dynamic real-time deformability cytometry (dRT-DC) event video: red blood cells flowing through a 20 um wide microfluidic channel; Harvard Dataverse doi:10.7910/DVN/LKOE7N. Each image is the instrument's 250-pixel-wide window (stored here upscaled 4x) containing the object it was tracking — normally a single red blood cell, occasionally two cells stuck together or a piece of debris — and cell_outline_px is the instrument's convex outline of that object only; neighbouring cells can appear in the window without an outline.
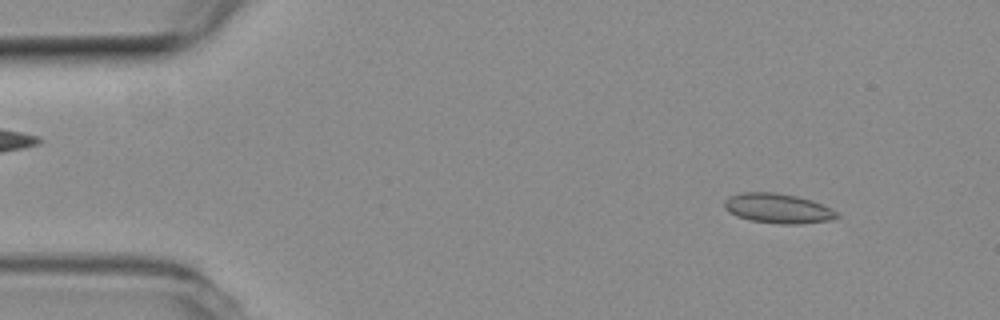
{"species": "common noctule bat (a hibernating species)", "species_latin": "Nyctalus noctula", "temperature_condition": "room temperature", "stored_images_in_passage": 53, "camera_frame_rate_fps": 3000, "um_per_image_px": 0.085, "animal": {"sex": "female", "body_mass_g": 19.3, "forearm_length_mm": 54.1}, "frame": {"image": 1, "passage_image": 5, "time_ms": 1.333, "image_size_px": [1000, 320], "cell_outline_px": [[840, 216], [832, 220], [800, 224], [780, 224], [748, 220], [736, 216], [728, 212], [724, 208], [724, 200], [728, 196], [740, 192], [772, 192], [796, 196], [812, 200], [836, 212]], "centroid_in_image_um": [66.06, 17.72], "position_along_channel_um": 18.9, "area_um2": 19.59}}
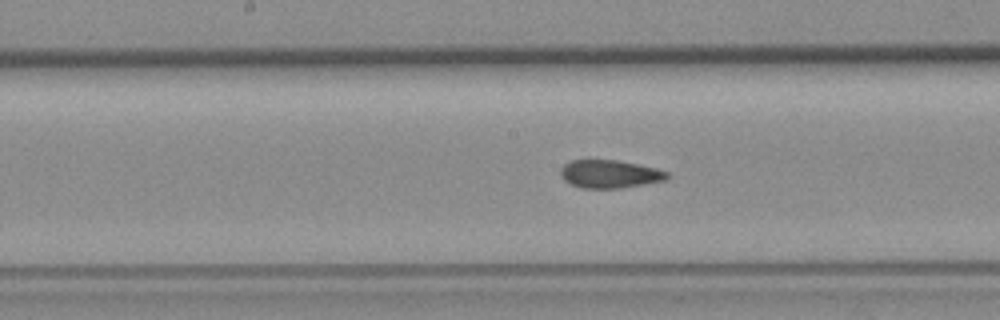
{"frame": {"image": 2, "passage_image": 26, "time_ms": 8.333, "image_size_px": [1000, 320], "cell_outline_px": [[672, 176], [664, 180], [620, 188], [580, 188], [564, 180], [560, 176], [560, 168], [564, 164], [572, 160], [616, 160], [656, 168], [668, 172]], "centroid_in_image_um": [51.81, 14.79], "position_along_channel_um": 196.4, "area_um2": 17.34}}
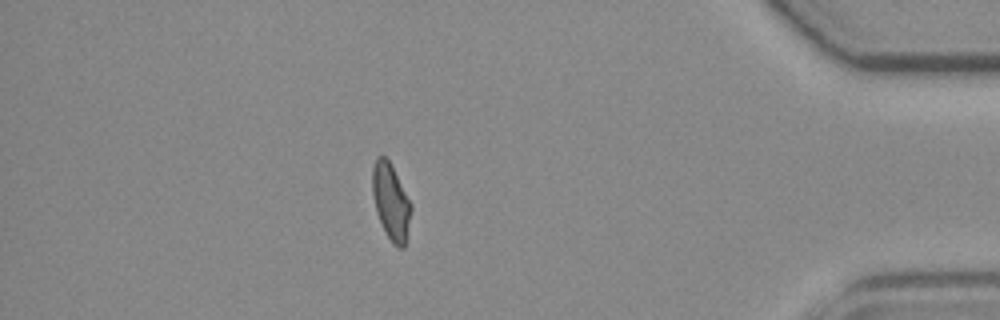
{"frame": {"image": 3, "passage_image": 46, "time_ms": 15.0, "image_size_px": [1000, 320], "cell_outline_px": [[412, 208], [404, 248], [396, 248], [392, 244], [376, 212], [372, 192], [372, 168], [376, 156], [384, 156], [388, 160], [412, 204]], "centroid_in_image_um": [33.22, 17.15], "position_along_channel_um": 402.0, "area_um2": 16.99}, "authors_computed_cell_mechanics": {"area_um2": 17.9758, "velocity_mm_per_s": 3.7898, "shape_relaxation_time_tau1_ms": null, "shape_relaxation_time_tau2_ms": 1.1384, "deformation_change_tau1": null, "deformation_change_tau2": 0.0582}}